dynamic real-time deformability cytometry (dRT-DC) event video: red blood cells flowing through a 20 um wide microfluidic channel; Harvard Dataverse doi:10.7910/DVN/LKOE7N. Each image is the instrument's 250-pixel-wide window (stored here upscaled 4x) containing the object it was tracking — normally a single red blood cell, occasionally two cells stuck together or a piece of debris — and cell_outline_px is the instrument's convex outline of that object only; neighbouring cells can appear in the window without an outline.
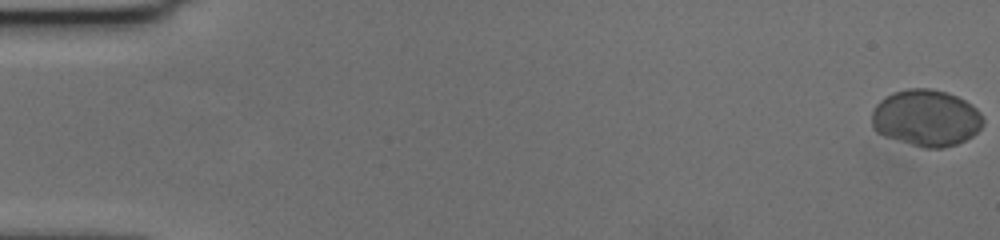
{"species": "human", "species_latin": "Homo sapiens", "temperature_condition": "cold", "stored_images_in_passage": 14, "camera_frame_rate_fps": 3000, "um_per_image_px": 0.085, "donor": {"sex": "female"}, "frame": {"image": 1, "passage_image": 1, "time_ms": 0.0, "image_size_px": [1000, 240], "cell_outline_px": [[984, 124], [972, 136], [956, 144], [944, 148], [924, 148], [884, 136], [876, 132], [872, 128], [872, 112], [876, 104], [884, 96], [892, 92], [908, 88], [932, 88], [948, 92], [972, 104], [980, 112], [984, 120]], "centroid_in_image_um": [78.71, 10.01], "position_along_channel_um": 6.3, "area_um2": 37.05}}